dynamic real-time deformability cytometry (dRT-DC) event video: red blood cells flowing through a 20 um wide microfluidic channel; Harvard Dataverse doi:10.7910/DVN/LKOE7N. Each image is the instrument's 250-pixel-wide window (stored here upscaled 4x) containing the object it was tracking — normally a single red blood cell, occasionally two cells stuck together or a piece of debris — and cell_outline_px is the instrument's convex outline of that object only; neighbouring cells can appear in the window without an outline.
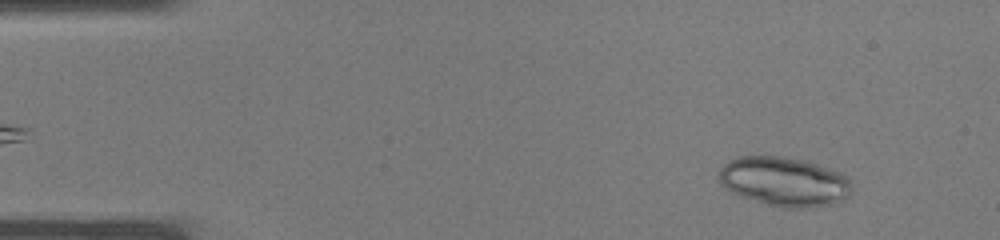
{"species": "common noctule bat (a hibernating species)", "species_latin": "Nyctalus noctula", "temperature_condition": "warm", "stored_images_in_passage": 15, "camera_frame_rate_fps": 3000, "um_per_image_px": 0.085, "animal": {"sex": "male", "body_mass_g": 19.0, "forearm_length_mm": 50.8}, "frame": {"image": 1, "passage_image": 3, "time_ms": 0.667, "image_size_px": [1000, 240], "cell_outline_px": [[852, 184], [848, 196], [844, 200], [832, 204], [808, 208], [784, 208], [768, 204], [732, 192], [720, 184], [720, 168], [728, 160], [736, 156], [780, 156], [808, 160], [844, 172], [852, 180]], "centroid_in_image_um": [66.73, 15.41], "position_along_channel_um": 18.3, "area_um2": 38.61}}